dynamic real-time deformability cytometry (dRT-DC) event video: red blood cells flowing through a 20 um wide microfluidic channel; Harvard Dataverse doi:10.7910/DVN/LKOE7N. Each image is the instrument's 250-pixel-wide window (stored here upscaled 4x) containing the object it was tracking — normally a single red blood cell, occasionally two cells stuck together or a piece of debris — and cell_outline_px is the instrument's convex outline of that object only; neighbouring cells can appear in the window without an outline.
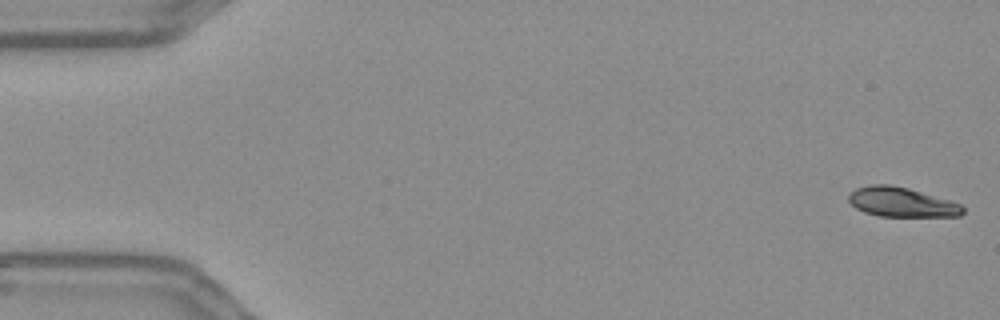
{"species": "Egyptian fruit bat (a non-hibernating species)", "species_latin": "Rousettus aegyptiacus", "temperature_condition": "warm", "stored_images_in_passage": 55, "camera_frame_rate_fps": 3000, "um_per_image_px": 0.085, "frame": {"image": 1, "passage_image": 1, "time_ms": 0.0, "image_size_px": [1000, 320], "cell_outline_px": [[964, 212], [960, 216], [880, 216], [864, 212], [856, 208], [848, 200], [848, 196], [856, 188], [872, 184], [892, 184], [908, 188], [948, 200], [960, 204], [964, 208]], "centroid_in_image_um": [76.61, 17.18], "position_along_channel_um": 8.4, "area_um2": 19.48}}
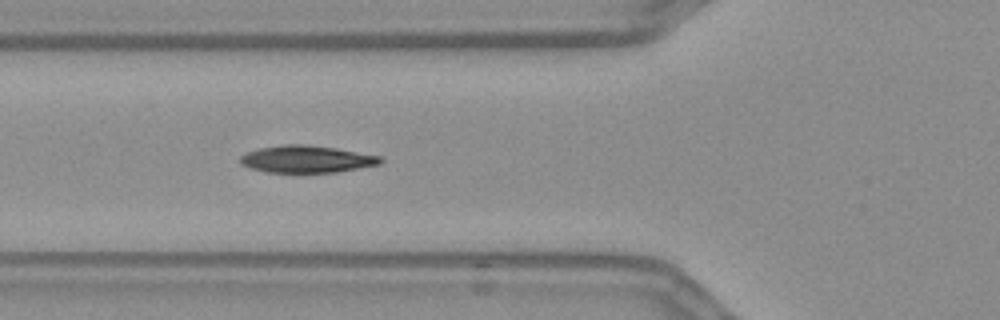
{"frame": {"image": 2, "passage_image": 20, "time_ms": 6.333, "image_size_px": [1000, 320], "cell_outline_px": [[384, 160], [380, 164], [336, 172], [264, 172], [240, 164], [240, 156], [248, 152], [260, 148], [284, 144], [304, 144], [336, 148], [380, 156]], "centroid_in_image_um": [26.06, 13.52], "position_along_channel_um": 99.7, "area_um2": 22.02}}
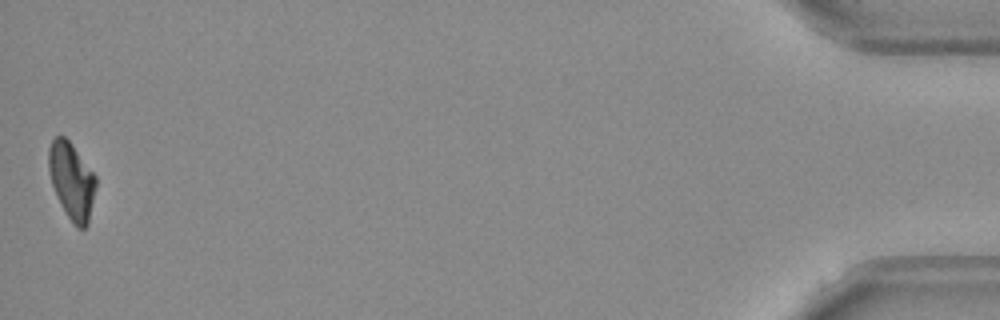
{"frame": {"image": 3, "passage_image": 55, "time_ms": 18.0, "image_size_px": [1000, 320], "cell_outline_px": [[96, 188], [88, 224], [84, 228], [76, 228], [72, 224], [60, 204], [52, 184], [48, 168], [48, 148], [52, 140], [56, 136], [64, 136], [72, 144], [96, 176]], "centroid_in_image_um": [6.09, 15.38], "position_along_channel_um": 429.1, "area_um2": 21.15}, "authors_computed_cell_mechanics": {"area_um2": 22.0218, "velocity_mm_per_s": 3.6478, "shape_relaxation_time_tau1_ms": 5.0193, "shape_relaxation_time_tau2_ms": 4.3878, "deformation_change_tau1": 0.1676, "deformation_change_tau2": 0.0678}}